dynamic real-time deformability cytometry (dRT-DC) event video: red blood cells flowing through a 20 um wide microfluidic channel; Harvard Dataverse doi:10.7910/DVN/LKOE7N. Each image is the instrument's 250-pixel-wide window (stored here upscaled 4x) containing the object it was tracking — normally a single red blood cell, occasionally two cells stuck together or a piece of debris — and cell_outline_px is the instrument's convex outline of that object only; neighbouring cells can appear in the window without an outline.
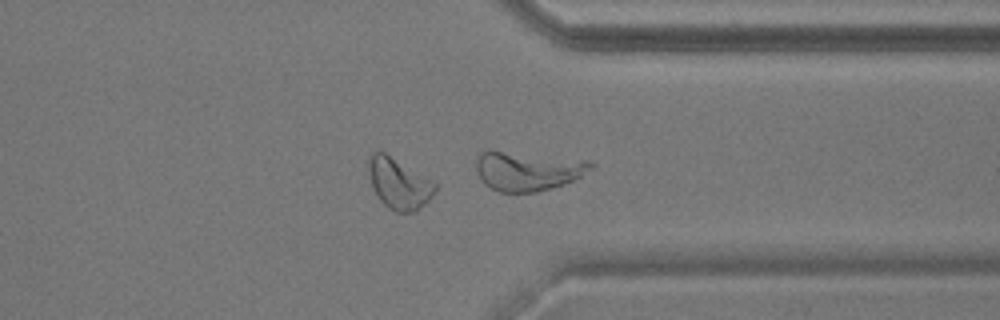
{"species": "common noctule bat (a hibernating species)", "species_latin": "Nyctalus noctula", "temperature_condition": "warm", "stored_images_in_passage": 50, "camera_frame_rate_fps": 3000, "um_per_image_px": 0.085, "animal": {"sex": "male", "body_mass_g": 17.9}, "frame": {"image": 1, "passage_image": 42, "time_ms": 13.667, "image_size_px": [1000, 320], "cell_outline_px": [[436, 188], [432, 196], [416, 212], [396, 212], [388, 208], [376, 196], [372, 188], [368, 176], [368, 160], [372, 152], [384, 152], [432, 180], [436, 184]], "centroid_in_image_um": [33.87, 15.61], "position_along_channel_um": 377.5, "area_um2": 19.71}, "authors_computed_cell_mechanics": {"area_um2": 21.1259, "velocity_mm_per_s": 3.6438, "shape_relaxation_time_tau1_ms": 7.0315, "shape_relaxation_time_tau2_ms": 2.2906, "deformation_change_tau1": 0.1846, "deformation_change_tau2": 0.0836}}